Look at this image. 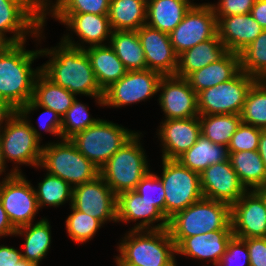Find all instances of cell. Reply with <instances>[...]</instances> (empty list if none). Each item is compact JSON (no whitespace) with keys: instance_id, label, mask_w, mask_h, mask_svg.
<instances>
[{"instance_id":"obj_11","label":"cell","mask_w":266,"mask_h":266,"mask_svg":"<svg viewBox=\"0 0 266 266\" xmlns=\"http://www.w3.org/2000/svg\"><path fill=\"white\" fill-rule=\"evenodd\" d=\"M0 198L12 225L19 227L33 223L40 210L34 187L22 173L11 172L0 181Z\"/></svg>"},{"instance_id":"obj_38","label":"cell","mask_w":266,"mask_h":266,"mask_svg":"<svg viewBox=\"0 0 266 266\" xmlns=\"http://www.w3.org/2000/svg\"><path fill=\"white\" fill-rule=\"evenodd\" d=\"M239 56L242 71L257 80H266V29Z\"/></svg>"},{"instance_id":"obj_29","label":"cell","mask_w":266,"mask_h":266,"mask_svg":"<svg viewBox=\"0 0 266 266\" xmlns=\"http://www.w3.org/2000/svg\"><path fill=\"white\" fill-rule=\"evenodd\" d=\"M177 160L200 175L210 165L228 161V147L212 143L201 134L196 143Z\"/></svg>"},{"instance_id":"obj_51","label":"cell","mask_w":266,"mask_h":266,"mask_svg":"<svg viewBox=\"0 0 266 266\" xmlns=\"http://www.w3.org/2000/svg\"><path fill=\"white\" fill-rule=\"evenodd\" d=\"M16 112L17 110L7 101L0 99V131L4 128L2 124L5 126Z\"/></svg>"},{"instance_id":"obj_2","label":"cell","mask_w":266,"mask_h":266,"mask_svg":"<svg viewBox=\"0 0 266 266\" xmlns=\"http://www.w3.org/2000/svg\"><path fill=\"white\" fill-rule=\"evenodd\" d=\"M26 42L12 44L0 54V99L17 111L33 97L34 82L41 67L32 68L39 50H26Z\"/></svg>"},{"instance_id":"obj_7","label":"cell","mask_w":266,"mask_h":266,"mask_svg":"<svg viewBox=\"0 0 266 266\" xmlns=\"http://www.w3.org/2000/svg\"><path fill=\"white\" fill-rule=\"evenodd\" d=\"M41 132L33 126L31 120L24 118L18 111L9 119L0 131V140L5 161H13L15 173H21L18 164L39 168L43 145Z\"/></svg>"},{"instance_id":"obj_24","label":"cell","mask_w":266,"mask_h":266,"mask_svg":"<svg viewBox=\"0 0 266 266\" xmlns=\"http://www.w3.org/2000/svg\"><path fill=\"white\" fill-rule=\"evenodd\" d=\"M264 30L248 14L221 17L217 20V35L229 52L240 53Z\"/></svg>"},{"instance_id":"obj_45","label":"cell","mask_w":266,"mask_h":266,"mask_svg":"<svg viewBox=\"0 0 266 266\" xmlns=\"http://www.w3.org/2000/svg\"><path fill=\"white\" fill-rule=\"evenodd\" d=\"M217 266H250L248 247L245 241L233 236Z\"/></svg>"},{"instance_id":"obj_23","label":"cell","mask_w":266,"mask_h":266,"mask_svg":"<svg viewBox=\"0 0 266 266\" xmlns=\"http://www.w3.org/2000/svg\"><path fill=\"white\" fill-rule=\"evenodd\" d=\"M233 236L232 230H217L186 237L176 246V255L205 260L217 266Z\"/></svg>"},{"instance_id":"obj_9","label":"cell","mask_w":266,"mask_h":266,"mask_svg":"<svg viewBox=\"0 0 266 266\" xmlns=\"http://www.w3.org/2000/svg\"><path fill=\"white\" fill-rule=\"evenodd\" d=\"M160 180L165 191V216L171 218L203 198L200 175L177 159H162Z\"/></svg>"},{"instance_id":"obj_8","label":"cell","mask_w":266,"mask_h":266,"mask_svg":"<svg viewBox=\"0 0 266 266\" xmlns=\"http://www.w3.org/2000/svg\"><path fill=\"white\" fill-rule=\"evenodd\" d=\"M135 133L122 125L100 119L96 124L75 134L70 141L100 169Z\"/></svg>"},{"instance_id":"obj_47","label":"cell","mask_w":266,"mask_h":266,"mask_svg":"<svg viewBox=\"0 0 266 266\" xmlns=\"http://www.w3.org/2000/svg\"><path fill=\"white\" fill-rule=\"evenodd\" d=\"M243 240L248 247L250 266H266V237Z\"/></svg>"},{"instance_id":"obj_1","label":"cell","mask_w":266,"mask_h":266,"mask_svg":"<svg viewBox=\"0 0 266 266\" xmlns=\"http://www.w3.org/2000/svg\"><path fill=\"white\" fill-rule=\"evenodd\" d=\"M50 49H40L41 57L49 60L41 67V72L54 84L67 89L70 93L91 96L104 106L103 95L97 83L89 57L84 49L68 46L62 41Z\"/></svg>"},{"instance_id":"obj_13","label":"cell","mask_w":266,"mask_h":266,"mask_svg":"<svg viewBox=\"0 0 266 266\" xmlns=\"http://www.w3.org/2000/svg\"><path fill=\"white\" fill-rule=\"evenodd\" d=\"M217 34V19L210 3L194 4L169 34L177 56Z\"/></svg>"},{"instance_id":"obj_54","label":"cell","mask_w":266,"mask_h":266,"mask_svg":"<svg viewBox=\"0 0 266 266\" xmlns=\"http://www.w3.org/2000/svg\"><path fill=\"white\" fill-rule=\"evenodd\" d=\"M12 43L0 33V54H2Z\"/></svg>"},{"instance_id":"obj_43","label":"cell","mask_w":266,"mask_h":266,"mask_svg":"<svg viewBox=\"0 0 266 266\" xmlns=\"http://www.w3.org/2000/svg\"><path fill=\"white\" fill-rule=\"evenodd\" d=\"M262 130L263 129L241 122L227 146L228 152L258 150L259 138Z\"/></svg>"},{"instance_id":"obj_31","label":"cell","mask_w":266,"mask_h":266,"mask_svg":"<svg viewBox=\"0 0 266 266\" xmlns=\"http://www.w3.org/2000/svg\"><path fill=\"white\" fill-rule=\"evenodd\" d=\"M15 236H24V260L33 262L37 265L46 257L51 246V226L45 217L37 221L19 227L15 231Z\"/></svg>"},{"instance_id":"obj_10","label":"cell","mask_w":266,"mask_h":266,"mask_svg":"<svg viewBox=\"0 0 266 266\" xmlns=\"http://www.w3.org/2000/svg\"><path fill=\"white\" fill-rule=\"evenodd\" d=\"M257 79L240 71L229 81L205 89L197 94L199 115H240L248 90Z\"/></svg>"},{"instance_id":"obj_42","label":"cell","mask_w":266,"mask_h":266,"mask_svg":"<svg viewBox=\"0 0 266 266\" xmlns=\"http://www.w3.org/2000/svg\"><path fill=\"white\" fill-rule=\"evenodd\" d=\"M134 191L141 196L142 200L153 204L165 215V191L159 175L149 171Z\"/></svg>"},{"instance_id":"obj_21","label":"cell","mask_w":266,"mask_h":266,"mask_svg":"<svg viewBox=\"0 0 266 266\" xmlns=\"http://www.w3.org/2000/svg\"><path fill=\"white\" fill-rule=\"evenodd\" d=\"M161 124L157 134L161 139L162 159H177L189 150L201 135L199 116L164 120Z\"/></svg>"},{"instance_id":"obj_18","label":"cell","mask_w":266,"mask_h":266,"mask_svg":"<svg viewBox=\"0 0 266 266\" xmlns=\"http://www.w3.org/2000/svg\"><path fill=\"white\" fill-rule=\"evenodd\" d=\"M231 227L241 239L266 237V206L255 190H248L231 205Z\"/></svg>"},{"instance_id":"obj_44","label":"cell","mask_w":266,"mask_h":266,"mask_svg":"<svg viewBox=\"0 0 266 266\" xmlns=\"http://www.w3.org/2000/svg\"><path fill=\"white\" fill-rule=\"evenodd\" d=\"M38 108H42L43 112L38 117V124L40 129H43L45 132H48L49 134L59 136L61 139V125H62V118L59 114H57L52 109L38 106L32 99L24 104L18 112L24 117L29 118V114L32 113V111L37 110ZM48 116L46 118H43L45 116Z\"/></svg>"},{"instance_id":"obj_33","label":"cell","mask_w":266,"mask_h":266,"mask_svg":"<svg viewBox=\"0 0 266 266\" xmlns=\"http://www.w3.org/2000/svg\"><path fill=\"white\" fill-rule=\"evenodd\" d=\"M229 160L247 190L266 185V169L257 150L229 152Z\"/></svg>"},{"instance_id":"obj_17","label":"cell","mask_w":266,"mask_h":266,"mask_svg":"<svg viewBox=\"0 0 266 266\" xmlns=\"http://www.w3.org/2000/svg\"><path fill=\"white\" fill-rule=\"evenodd\" d=\"M160 90L162 92H160ZM158 99L166 119H186L199 116L197 93L186 78L162 76L159 82Z\"/></svg>"},{"instance_id":"obj_26","label":"cell","mask_w":266,"mask_h":266,"mask_svg":"<svg viewBox=\"0 0 266 266\" xmlns=\"http://www.w3.org/2000/svg\"><path fill=\"white\" fill-rule=\"evenodd\" d=\"M84 50L103 92L127 73L128 70L109 44L86 47Z\"/></svg>"},{"instance_id":"obj_5","label":"cell","mask_w":266,"mask_h":266,"mask_svg":"<svg viewBox=\"0 0 266 266\" xmlns=\"http://www.w3.org/2000/svg\"><path fill=\"white\" fill-rule=\"evenodd\" d=\"M141 134L136 132L99 169L100 176L116 195L135 190L150 171L147 155L140 143Z\"/></svg>"},{"instance_id":"obj_12","label":"cell","mask_w":266,"mask_h":266,"mask_svg":"<svg viewBox=\"0 0 266 266\" xmlns=\"http://www.w3.org/2000/svg\"><path fill=\"white\" fill-rule=\"evenodd\" d=\"M43 30V13L30 0H0V33L7 38L11 32L12 44L26 42L29 35L41 40Z\"/></svg>"},{"instance_id":"obj_4","label":"cell","mask_w":266,"mask_h":266,"mask_svg":"<svg viewBox=\"0 0 266 266\" xmlns=\"http://www.w3.org/2000/svg\"><path fill=\"white\" fill-rule=\"evenodd\" d=\"M167 229L176 246L186 237L232 230L231 205L203 197L169 218Z\"/></svg>"},{"instance_id":"obj_56","label":"cell","mask_w":266,"mask_h":266,"mask_svg":"<svg viewBox=\"0 0 266 266\" xmlns=\"http://www.w3.org/2000/svg\"><path fill=\"white\" fill-rule=\"evenodd\" d=\"M255 191L261 196L266 206V185L256 188Z\"/></svg>"},{"instance_id":"obj_40","label":"cell","mask_w":266,"mask_h":266,"mask_svg":"<svg viewBox=\"0 0 266 266\" xmlns=\"http://www.w3.org/2000/svg\"><path fill=\"white\" fill-rule=\"evenodd\" d=\"M70 206L72 211L65 221L68 236L77 244H84L95 236L103 224L98 219Z\"/></svg>"},{"instance_id":"obj_14","label":"cell","mask_w":266,"mask_h":266,"mask_svg":"<svg viewBox=\"0 0 266 266\" xmlns=\"http://www.w3.org/2000/svg\"><path fill=\"white\" fill-rule=\"evenodd\" d=\"M161 78V74L149 69L127 71L104 91V106L120 108L150 99L158 93Z\"/></svg>"},{"instance_id":"obj_49","label":"cell","mask_w":266,"mask_h":266,"mask_svg":"<svg viewBox=\"0 0 266 266\" xmlns=\"http://www.w3.org/2000/svg\"><path fill=\"white\" fill-rule=\"evenodd\" d=\"M16 228L10 222L0 198V237L14 236Z\"/></svg>"},{"instance_id":"obj_16","label":"cell","mask_w":266,"mask_h":266,"mask_svg":"<svg viewBox=\"0 0 266 266\" xmlns=\"http://www.w3.org/2000/svg\"><path fill=\"white\" fill-rule=\"evenodd\" d=\"M51 17L70 28L79 37L75 43L69 33L64 35L61 41L71 47L85 49L86 47L106 45L104 41H110L112 29L108 15H95L91 13L83 14H51ZM72 38V39H71ZM109 38V39H108ZM82 45H81V44ZM90 44L85 46V44ZM84 44V45H83Z\"/></svg>"},{"instance_id":"obj_6","label":"cell","mask_w":266,"mask_h":266,"mask_svg":"<svg viewBox=\"0 0 266 266\" xmlns=\"http://www.w3.org/2000/svg\"><path fill=\"white\" fill-rule=\"evenodd\" d=\"M40 168L62 178L72 187L89 182L100 175V170L70 141L50 142L43 145Z\"/></svg>"},{"instance_id":"obj_27","label":"cell","mask_w":266,"mask_h":266,"mask_svg":"<svg viewBox=\"0 0 266 266\" xmlns=\"http://www.w3.org/2000/svg\"><path fill=\"white\" fill-rule=\"evenodd\" d=\"M194 4L191 0H151L147 2L146 24L170 34Z\"/></svg>"},{"instance_id":"obj_53","label":"cell","mask_w":266,"mask_h":266,"mask_svg":"<svg viewBox=\"0 0 266 266\" xmlns=\"http://www.w3.org/2000/svg\"><path fill=\"white\" fill-rule=\"evenodd\" d=\"M43 14L50 8L52 5L50 0H30Z\"/></svg>"},{"instance_id":"obj_34","label":"cell","mask_w":266,"mask_h":266,"mask_svg":"<svg viewBox=\"0 0 266 266\" xmlns=\"http://www.w3.org/2000/svg\"><path fill=\"white\" fill-rule=\"evenodd\" d=\"M128 71L146 70L145 54L137 31H112L107 42Z\"/></svg>"},{"instance_id":"obj_57","label":"cell","mask_w":266,"mask_h":266,"mask_svg":"<svg viewBox=\"0 0 266 266\" xmlns=\"http://www.w3.org/2000/svg\"><path fill=\"white\" fill-rule=\"evenodd\" d=\"M15 266H39L33 262L22 259L19 263L15 264Z\"/></svg>"},{"instance_id":"obj_41","label":"cell","mask_w":266,"mask_h":266,"mask_svg":"<svg viewBox=\"0 0 266 266\" xmlns=\"http://www.w3.org/2000/svg\"><path fill=\"white\" fill-rule=\"evenodd\" d=\"M99 120L100 118L91 117L86 104L79 102L76 98L62 117L61 139H70L75 134L96 124Z\"/></svg>"},{"instance_id":"obj_30","label":"cell","mask_w":266,"mask_h":266,"mask_svg":"<svg viewBox=\"0 0 266 266\" xmlns=\"http://www.w3.org/2000/svg\"><path fill=\"white\" fill-rule=\"evenodd\" d=\"M143 0H110L108 17L112 31H137L146 24Z\"/></svg>"},{"instance_id":"obj_28","label":"cell","mask_w":266,"mask_h":266,"mask_svg":"<svg viewBox=\"0 0 266 266\" xmlns=\"http://www.w3.org/2000/svg\"><path fill=\"white\" fill-rule=\"evenodd\" d=\"M227 52L216 34L212 39L201 42L178 56L175 76L187 78L191 73L212 62H216Z\"/></svg>"},{"instance_id":"obj_32","label":"cell","mask_w":266,"mask_h":266,"mask_svg":"<svg viewBox=\"0 0 266 266\" xmlns=\"http://www.w3.org/2000/svg\"><path fill=\"white\" fill-rule=\"evenodd\" d=\"M75 99V94L54 84L42 72L36 76L32 100L38 106L52 109L62 118Z\"/></svg>"},{"instance_id":"obj_52","label":"cell","mask_w":266,"mask_h":266,"mask_svg":"<svg viewBox=\"0 0 266 266\" xmlns=\"http://www.w3.org/2000/svg\"><path fill=\"white\" fill-rule=\"evenodd\" d=\"M257 151L259 152L266 169V130L261 131Z\"/></svg>"},{"instance_id":"obj_39","label":"cell","mask_w":266,"mask_h":266,"mask_svg":"<svg viewBox=\"0 0 266 266\" xmlns=\"http://www.w3.org/2000/svg\"><path fill=\"white\" fill-rule=\"evenodd\" d=\"M55 3V4H54ZM43 14V26H46V15L50 14H83L108 15L110 0H56Z\"/></svg>"},{"instance_id":"obj_46","label":"cell","mask_w":266,"mask_h":266,"mask_svg":"<svg viewBox=\"0 0 266 266\" xmlns=\"http://www.w3.org/2000/svg\"><path fill=\"white\" fill-rule=\"evenodd\" d=\"M255 1L256 0H219L217 5L211 3V6L218 20L221 17L251 13Z\"/></svg>"},{"instance_id":"obj_19","label":"cell","mask_w":266,"mask_h":266,"mask_svg":"<svg viewBox=\"0 0 266 266\" xmlns=\"http://www.w3.org/2000/svg\"><path fill=\"white\" fill-rule=\"evenodd\" d=\"M200 182L204 198L229 205L237 202L248 191L240 182L230 160L207 167L200 174Z\"/></svg>"},{"instance_id":"obj_48","label":"cell","mask_w":266,"mask_h":266,"mask_svg":"<svg viewBox=\"0 0 266 266\" xmlns=\"http://www.w3.org/2000/svg\"><path fill=\"white\" fill-rule=\"evenodd\" d=\"M22 259L21 251L14 247L0 245V266H15Z\"/></svg>"},{"instance_id":"obj_50","label":"cell","mask_w":266,"mask_h":266,"mask_svg":"<svg viewBox=\"0 0 266 266\" xmlns=\"http://www.w3.org/2000/svg\"><path fill=\"white\" fill-rule=\"evenodd\" d=\"M250 14L262 28L266 29V0H256Z\"/></svg>"},{"instance_id":"obj_36","label":"cell","mask_w":266,"mask_h":266,"mask_svg":"<svg viewBox=\"0 0 266 266\" xmlns=\"http://www.w3.org/2000/svg\"><path fill=\"white\" fill-rule=\"evenodd\" d=\"M241 120L245 124L266 130V80H256L245 98Z\"/></svg>"},{"instance_id":"obj_22","label":"cell","mask_w":266,"mask_h":266,"mask_svg":"<svg viewBox=\"0 0 266 266\" xmlns=\"http://www.w3.org/2000/svg\"><path fill=\"white\" fill-rule=\"evenodd\" d=\"M116 206L117 222L129 223L130 221L136 222L142 219L137 224L135 223L132 230H160L168 228L166 216L156 206L142 200L141 196L134 190L118 194ZM155 222H157V225H153Z\"/></svg>"},{"instance_id":"obj_55","label":"cell","mask_w":266,"mask_h":266,"mask_svg":"<svg viewBox=\"0 0 266 266\" xmlns=\"http://www.w3.org/2000/svg\"><path fill=\"white\" fill-rule=\"evenodd\" d=\"M6 161L3 155V151H2V143L0 140V175L3 174V172L5 173V169H6Z\"/></svg>"},{"instance_id":"obj_15","label":"cell","mask_w":266,"mask_h":266,"mask_svg":"<svg viewBox=\"0 0 266 266\" xmlns=\"http://www.w3.org/2000/svg\"><path fill=\"white\" fill-rule=\"evenodd\" d=\"M117 195L99 175L73 187L72 206L87 215L106 222H117Z\"/></svg>"},{"instance_id":"obj_20","label":"cell","mask_w":266,"mask_h":266,"mask_svg":"<svg viewBox=\"0 0 266 266\" xmlns=\"http://www.w3.org/2000/svg\"><path fill=\"white\" fill-rule=\"evenodd\" d=\"M147 69L162 76H174L178 67L176 55L168 33L154 29L147 24L137 30Z\"/></svg>"},{"instance_id":"obj_37","label":"cell","mask_w":266,"mask_h":266,"mask_svg":"<svg viewBox=\"0 0 266 266\" xmlns=\"http://www.w3.org/2000/svg\"><path fill=\"white\" fill-rule=\"evenodd\" d=\"M39 208L59 207L69 201L72 204L73 187L62 178L46 173L45 178L34 188Z\"/></svg>"},{"instance_id":"obj_25","label":"cell","mask_w":266,"mask_h":266,"mask_svg":"<svg viewBox=\"0 0 266 266\" xmlns=\"http://www.w3.org/2000/svg\"><path fill=\"white\" fill-rule=\"evenodd\" d=\"M241 71L240 56L238 53L227 51L216 62L194 71L186 79L191 88L199 92L229 81Z\"/></svg>"},{"instance_id":"obj_3","label":"cell","mask_w":266,"mask_h":266,"mask_svg":"<svg viewBox=\"0 0 266 266\" xmlns=\"http://www.w3.org/2000/svg\"><path fill=\"white\" fill-rule=\"evenodd\" d=\"M127 232L117 247V266H177L176 245L168 229Z\"/></svg>"},{"instance_id":"obj_35","label":"cell","mask_w":266,"mask_h":266,"mask_svg":"<svg viewBox=\"0 0 266 266\" xmlns=\"http://www.w3.org/2000/svg\"><path fill=\"white\" fill-rule=\"evenodd\" d=\"M201 134L212 143L228 146L242 122L238 114L199 115Z\"/></svg>"}]
</instances>
